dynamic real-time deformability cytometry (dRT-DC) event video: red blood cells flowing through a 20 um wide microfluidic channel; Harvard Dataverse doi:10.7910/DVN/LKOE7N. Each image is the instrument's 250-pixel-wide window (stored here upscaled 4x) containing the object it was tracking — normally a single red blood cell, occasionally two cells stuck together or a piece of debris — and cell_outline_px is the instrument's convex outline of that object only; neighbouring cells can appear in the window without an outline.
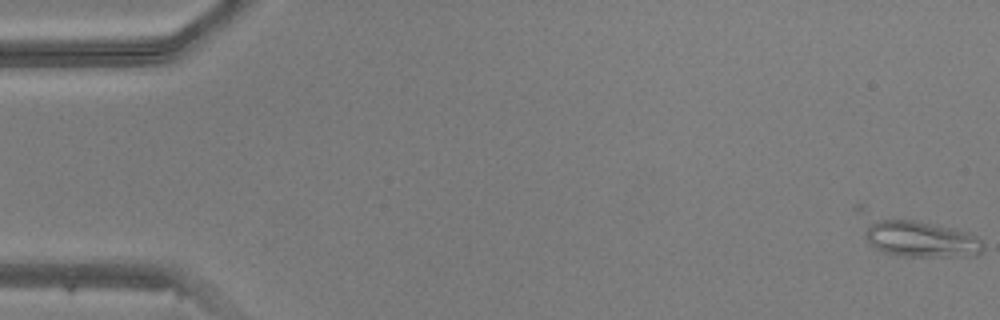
{"species": "common noctule bat (a hibernating species)", "species_latin": "Nyctalus noctula", "temperature_condition": "warm", "stored_images_in_passage": 3, "camera_frame_rate_fps": 3000, "um_per_image_px": 0.085, "animal": {"sex": "male", "body_mass_g": 20.5, "forearm_length_mm": 52.5}, "frame": {"image": 1, "passage_image": 3, "time_ms": 0.667, "image_size_px": [1000, 320], "cell_outline_px": [[984, 252], [976, 256], [904, 256], [884, 252], [868, 244], [864, 236], [864, 232], [872, 224], [880, 220], [916, 220], [956, 228], [968, 232], [976, 236], [984, 244]], "centroid_in_image_um": [78.36, 20.34], "position_along_channel_um": 6.6, "area_um2": 24.85}}